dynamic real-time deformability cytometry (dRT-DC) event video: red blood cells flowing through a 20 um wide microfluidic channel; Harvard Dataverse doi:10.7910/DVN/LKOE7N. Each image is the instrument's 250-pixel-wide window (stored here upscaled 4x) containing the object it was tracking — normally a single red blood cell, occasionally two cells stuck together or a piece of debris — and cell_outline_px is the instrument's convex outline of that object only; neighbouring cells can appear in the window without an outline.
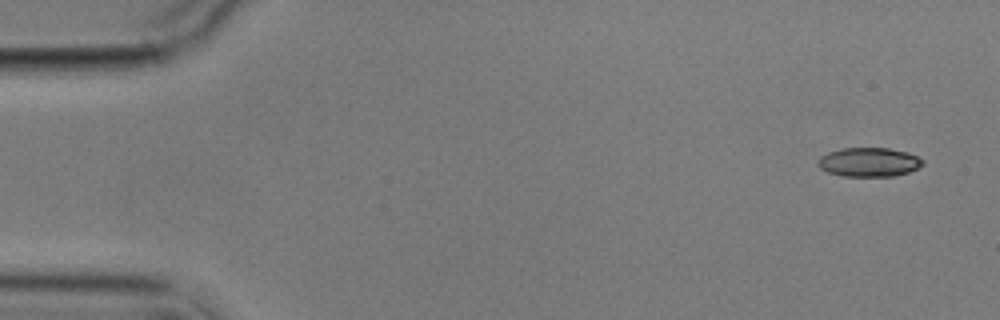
{"species": "common noctule bat (a hibernating species)", "species_latin": "Nyctalus noctula", "temperature_condition": "cold", "stored_images_in_passage": 6, "camera_frame_rate_fps": 3000, "um_per_image_px": 0.085, "animal": {"sex": "male", "body_mass_g": 17.9}, "frame": {"image": 1, "passage_image": 1, "time_ms": 0.0, "image_size_px": [1000, 320], "cell_outline_px": [[924, 164], [908, 172], [896, 176], [840, 176], [828, 172], [820, 168], [816, 164], [816, 160], [820, 156], [828, 152], [840, 148], [888, 148], [908, 152], [924, 160]], "centroid_in_image_um": [73.82, 13.78], "position_along_channel_um": 11.2, "area_um2": 17.92}}
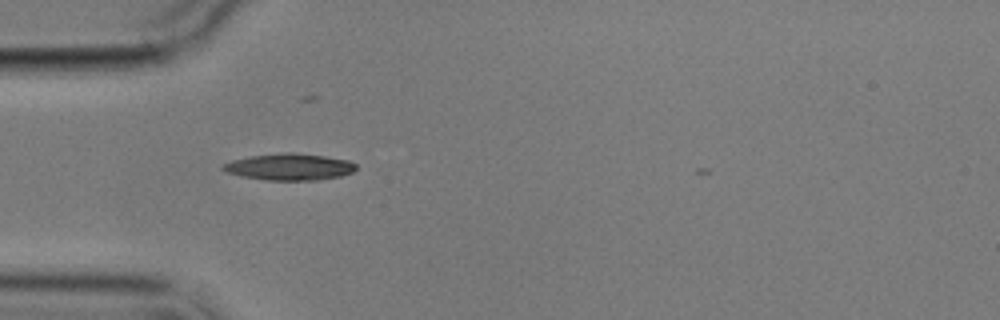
{"frame": {"image": 2, "passage_image": 5, "time_ms": 4.667, "image_size_px": [1000, 320], "cell_outline_px": [[356, 168], [352, 172], [340, 176], [316, 180], [264, 180], [240, 176], [228, 172], [220, 168], [224, 164], [232, 160], [248, 156], [284, 152], [296, 152], [324, 156], [348, 160], [356, 164]], "centroid_in_image_um": [24.58, 14.18], "position_along_channel_um": 60.4, "area_um2": 20.69}}
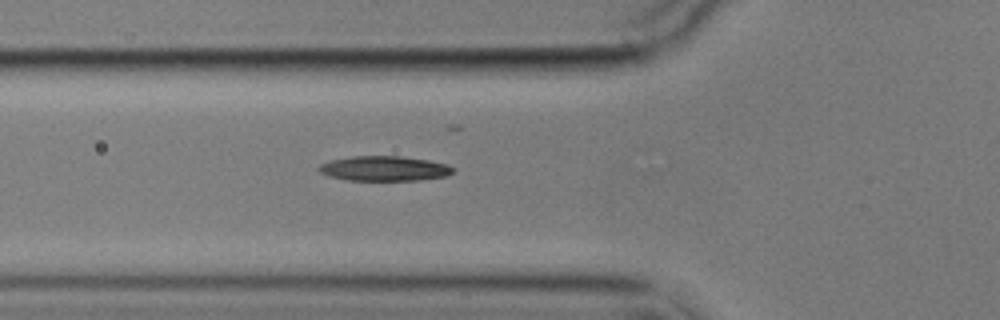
{"frame": {"image": 3, "passage_image": 6, "time_ms": 5.667, "image_size_px": [1000, 320], "cell_outline_px": [[456, 168], [448, 176], [420, 180], [348, 180], [328, 176], [320, 172], [316, 168], [320, 164], [332, 160], [352, 156], [400, 156], [428, 160], [448, 164]], "centroid_in_image_um": [32.69, 14.32], "position_along_channel_um": 93.1, "area_um2": 19.54}}